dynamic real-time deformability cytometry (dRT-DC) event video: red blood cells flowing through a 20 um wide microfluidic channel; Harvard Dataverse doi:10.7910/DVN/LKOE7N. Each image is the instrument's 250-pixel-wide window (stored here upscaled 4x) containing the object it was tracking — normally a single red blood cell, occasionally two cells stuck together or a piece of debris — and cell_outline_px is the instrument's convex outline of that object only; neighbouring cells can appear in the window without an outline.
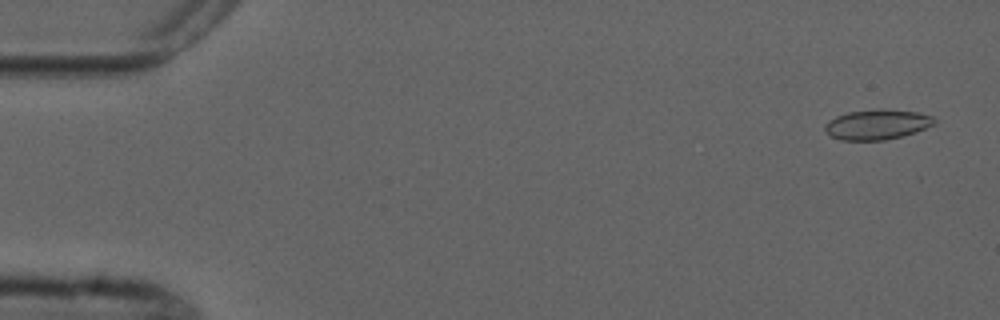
{"species": "common noctule bat (a hibernating species)", "species_latin": "Nyctalus noctula", "temperature_condition": "cold", "stored_images_in_passage": 6, "camera_frame_rate_fps": 3000, "um_per_image_px": 0.085, "animal": {"sex": "male", "forearm_length_mm": 52.5}, "frame": {"image": 1, "passage_image": 1, "time_ms": 0.0, "image_size_px": [1000, 320], "cell_outline_px": [[936, 120], [932, 124], [916, 132], [884, 140], [840, 140], [832, 136], [824, 128], [824, 124], [828, 120], [836, 116], [848, 112], [916, 112], [932, 116]], "centroid_in_image_um": [74.49, 10.63], "position_along_channel_um": 10.5, "area_um2": 18.03}}
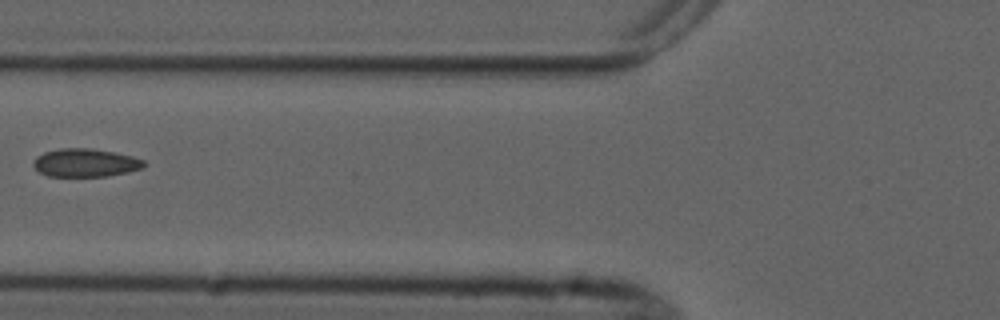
{"frame": {"image": 2, "passage_image": 5, "time_ms": 6.333, "image_size_px": [1000, 320], "cell_outline_px": [[148, 164], [144, 168], [128, 172], [108, 176], [48, 176], [40, 172], [32, 164], [32, 160], [36, 156], [44, 152], [60, 148], [92, 148], [132, 156], [144, 160]], "centroid_in_image_um": [7.27, 13.83], "position_along_channel_um": 118.5, "area_um2": 18.32}}
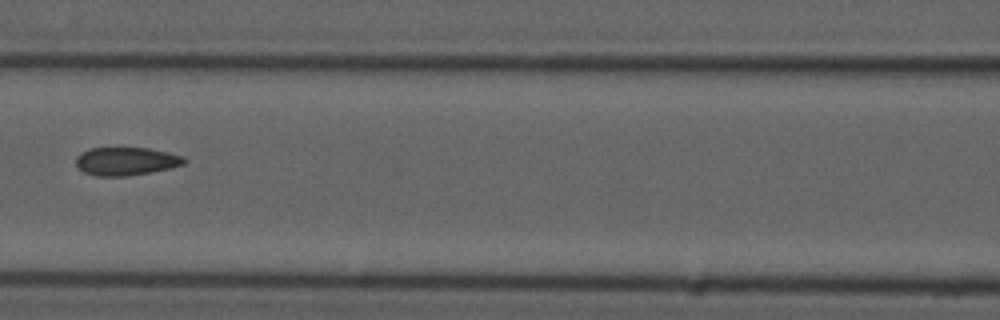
{"frame": {"image": 3, "passage_image": 6, "time_ms": 7.333, "image_size_px": [1000, 320], "cell_outline_px": [[188, 160], [184, 164], [172, 168], [124, 176], [96, 176], [84, 172], [76, 164], [76, 156], [80, 152], [88, 148], [148, 148], [168, 152], [184, 156]], "centroid_in_image_um": [10.73, 13.69], "position_along_channel_um": 155.9, "area_um2": 17.8}}